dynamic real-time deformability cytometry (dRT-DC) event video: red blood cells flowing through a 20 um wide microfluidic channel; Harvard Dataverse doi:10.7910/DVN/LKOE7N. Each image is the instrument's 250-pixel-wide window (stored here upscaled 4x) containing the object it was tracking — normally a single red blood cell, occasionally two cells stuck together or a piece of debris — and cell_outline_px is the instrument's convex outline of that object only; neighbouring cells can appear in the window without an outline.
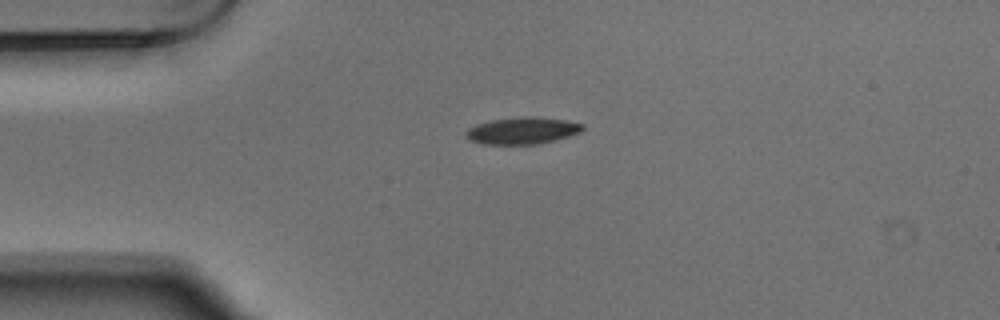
{"species": "Egyptian fruit bat (a non-hibernating species)", "species_latin": "Rousettus aegyptiacus", "temperature_condition": "warm", "stored_images_in_passage": 5, "camera_frame_rate_fps": 3000, "um_per_image_px": 0.085, "animal": {"sex": "male"}, "frame": {"image": 1, "passage_image": 5, "time_ms": 1.333, "image_size_px": [1000, 320], "cell_outline_px": [[584, 128], [580, 132], [568, 136], [536, 144], [484, 144], [472, 140], [464, 136], [464, 132], [468, 128], [476, 124], [492, 120], [524, 116], [536, 116], [568, 120], [584, 124]], "centroid_in_image_um": [44.4, 11.09], "position_along_channel_um": 40.6, "area_um2": 18.26}}